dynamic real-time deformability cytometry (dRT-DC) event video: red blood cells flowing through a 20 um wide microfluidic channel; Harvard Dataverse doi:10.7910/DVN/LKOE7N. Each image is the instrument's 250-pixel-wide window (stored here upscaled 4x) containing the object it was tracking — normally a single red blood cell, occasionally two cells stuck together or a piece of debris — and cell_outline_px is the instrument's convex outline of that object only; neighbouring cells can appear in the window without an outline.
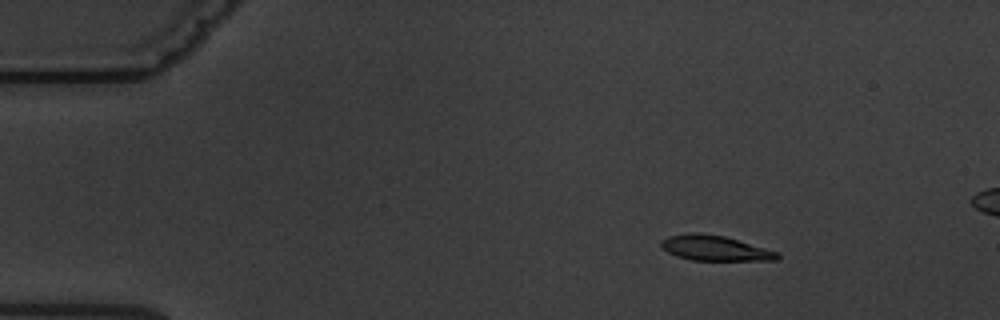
{"species": "common noctule bat (a hibernating species)", "species_latin": "Nyctalus noctula", "temperature_condition": "warm", "stored_images_in_passage": 8, "camera_frame_rate_fps": 3000, "um_per_image_px": 0.085, "animal": {"sex": "male", "body_mass_g": 19.5, "forearm_length_mm": 54.6}, "frame": {"image": 1, "passage_image": 2, "time_ms": 1.0, "image_size_px": [1000, 320], "cell_outline_px": [[780, 256], [776, 260], [692, 260], [676, 256], [668, 252], [660, 244], [660, 240], [668, 236], [688, 232], [700, 232], [724, 236], [780, 252]], "centroid_in_image_um": [60.75, 21.08], "position_along_channel_um": 24.2, "area_um2": 17.11}}
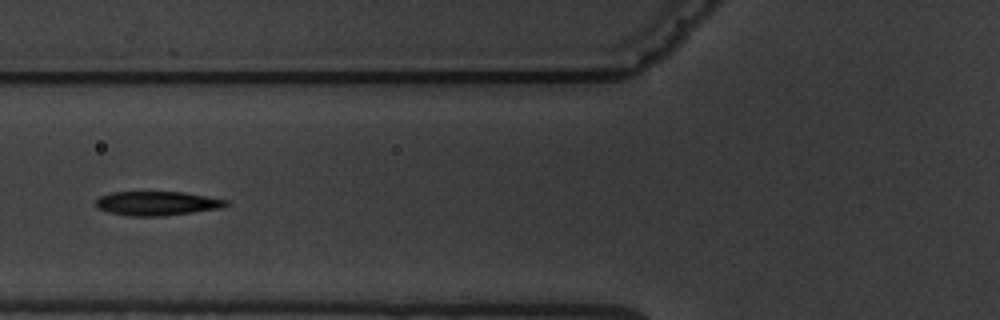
{"frame": {"image": 2, "passage_image": 6, "time_ms": 5.667, "image_size_px": [1000, 320], "cell_outline_px": [[228, 204], [220, 208], [164, 216], [128, 216], [108, 212], [96, 208], [96, 200], [100, 196], [112, 192], [184, 192], [228, 200]], "centroid_in_image_um": [13.31, 17.29], "position_along_channel_um": 112.5, "area_um2": 18.26}}